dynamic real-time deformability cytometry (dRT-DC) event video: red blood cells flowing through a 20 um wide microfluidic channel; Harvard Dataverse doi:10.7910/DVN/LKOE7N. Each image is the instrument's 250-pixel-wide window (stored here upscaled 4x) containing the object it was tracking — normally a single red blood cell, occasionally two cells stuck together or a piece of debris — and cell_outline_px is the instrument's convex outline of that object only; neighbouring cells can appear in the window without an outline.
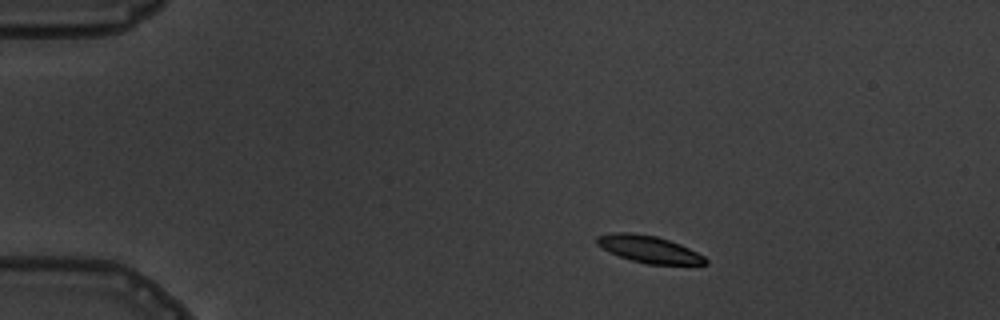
{"species": "common noctule bat (a hibernating species)", "species_latin": "Nyctalus noctula", "temperature_condition": "warm", "stored_images_in_passage": 3, "camera_frame_rate_fps": 3000, "um_per_image_px": 0.085, "animal": {"sex": "male", "body_mass_g": 19.5, "forearm_length_mm": 54.6}, "frame": {"image": 1, "passage_image": 1, "time_ms": 0.0, "image_size_px": [1000, 320], "cell_outline_px": [[708, 264], [648, 264], [632, 260], [620, 256], [596, 244], [596, 236], [612, 232], [628, 232], [656, 236], [680, 244], [704, 256], [708, 260]], "centroid_in_image_um": [55.15, 21.17], "position_along_channel_um": 29.8, "area_um2": 16.82}}